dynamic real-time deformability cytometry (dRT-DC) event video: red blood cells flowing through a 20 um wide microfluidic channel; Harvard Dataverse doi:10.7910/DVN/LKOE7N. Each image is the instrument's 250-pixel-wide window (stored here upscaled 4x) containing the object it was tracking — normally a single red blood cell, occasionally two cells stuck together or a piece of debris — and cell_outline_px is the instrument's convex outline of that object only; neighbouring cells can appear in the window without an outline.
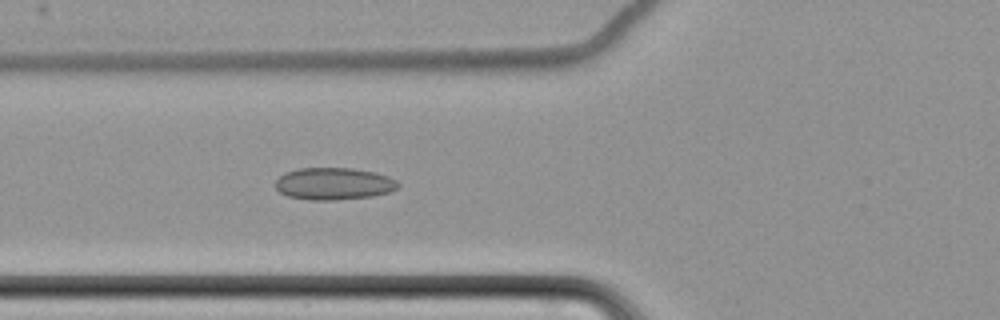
{"species": "common noctule bat (a hibernating species)", "species_latin": "Nyctalus noctula", "temperature_condition": "cold", "stored_images_in_passage": 7, "camera_frame_rate_fps": 3000, "um_per_image_px": 0.085, "animal": {"sex": "female", "body_mass_g": 22.7, "forearm_length_mm": 54.2}, "frame": {"image": 1, "passage_image": 7, "time_ms": 9.0, "image_size_px": [1000, 320], "cell_outline_px": [[400, 188], [392, 192], [372, 196], [336, 200], [312, 200], [288, 196], [280, 192], [276, 188], [276, 180], [284, 172], [300, 168], [352, 168], [376, 172], [388, 176], [396, 180], [400, 184]], "centroid_in_image_um": [28.42, 15.61], "position_along_channel_um": 97.4, "area_um2": 23.18}}